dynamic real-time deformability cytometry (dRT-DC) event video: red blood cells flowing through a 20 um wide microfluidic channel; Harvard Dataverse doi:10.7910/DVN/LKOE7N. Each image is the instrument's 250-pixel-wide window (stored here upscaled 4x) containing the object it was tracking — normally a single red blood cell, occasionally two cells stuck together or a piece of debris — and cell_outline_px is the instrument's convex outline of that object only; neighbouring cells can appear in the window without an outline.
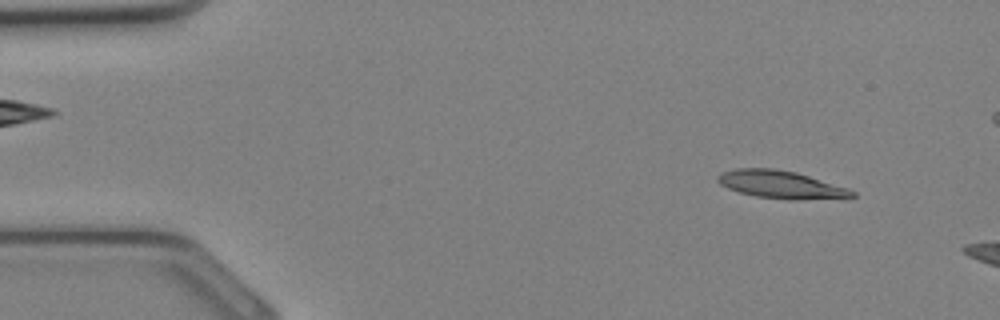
{"species": "Egyptian fruit bat (a non-hibernating species)", "species_latin": "Rousettus aegyptiacus", "temperature_condition": "cold", "stored_images_in_passage": 7, "camera_frame_rate_fps": 3000, "um_per_image_px": 0.085, "animal": {"sex": "female"}, "frame": {"image": 1, "passage_image": 1, "time_ms": 0.0, "image_size_px": [1000, 320], "cell_outline_px": [[856, 196], [796, 200], [788, 200], [756, 196], [740, 192], [728, 188], [720, 184], [716, 180], [716, 176], [724, 172], [736, 168], [772, 168], [796, 172], [848, 188], [856, 192]], "centroid_in_image_um": [66.35, 15.68], "position_along_channel_um": 18.6, "area_um2": 21.5}}